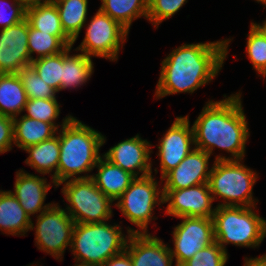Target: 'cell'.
I'll return each instance as SVG.
<instances>
[{"label":"cell","mask_w":266,"mask_h":266,"mask_svg":"<svg viewBox=\"0 0 266 266\" xmlns=\"http://www.w3.org/2000/svg\"><path fill=\"white\" fill-rule=\"evenodd\" d=\"M151 147L147 140H143L137 134L135 137L114 145L103 156L135 177H138L140 173L139 177H144L152 174Z\"/></svg>","instance_id":"15"},{"label":"cell","mask_w":266,"mask_h":266,"mask_svg":"<svg viewBox=\"0 0 266 266\" xmlns=\"http://www.w3.org/2000/svg\"><path fill=\"white\" fill-rule=\"evenodd\" d=\"M26 18L34 29L57 36L66 46H73V41L62 29L59 13L53 1L26 9Z\"/></svg>","instance_id":"23"},{"label":"cell","mask_w":266,"mask_h":266,"mask_svg":"<svg viewBox=\"0 0 266 266\" xmlns=\"http://www.w3.org/2000/svg\"><path fill=\"white\" fill-rule=\"evenodd\" d=\"M185 3L187 0H148L147 19L158 27L163 20L175 15Z\"/></svg>","instance_id":"34"},{"label":"cell","mask_w":266,"mask_h":266,"mask_svg":"<svg viewBox=\"0 0 266 266\" xmlns=\"http://www.w3.org/2000/svg\"><path fill=\"white\" fill-rule=\"evenodd\" d=\"M17 74L22 81L28 99H56L57 91L46 84L31 65L22 68Z\"/></svg>","instance_id":"30"},{"label":"cell","mask_w":266,"mask_h":266,"mask_svg":"<svg viewBox=\"0 0 266 266\" xmlns=\"http://www.w3.org/2000/svg\"><path fill=\"white\" fill-rule=\"evenodd\" d=\"M228 254L214 241L212 244L199 250L181 266H225Z\"/></svg>","instance_id":"33"},{"label":"cell","mask_w":266,"mask_h":266,"mask_svg":"<svg viewBox=\"0 0 266 266\" xmlns=\"http://www.w3.org/2000/svg\"><path fill=\"white\" fill-rule=\"evenodd\" d=\"M194 145L193 127L190 128L189 116L176 117L159 143L161 179L192 151Z\"/></svg>","instance_id":"13"},{"label":"cell","mask_w":266,"mask_h":266,"mask_svg":"<svg viewBox=\"0 0 266 266\" xmlns=\"http://www.w3.org/2000/svg\"><path fill=\"white\" fill-rule=\"evenodd\" d=\"M63 183L62 193L70 204L66 211L75 223H100L111 219L113 201L91 178L71 179L57 187Z\"/></svg>","instance_id":"7"},{"label":"cell","mask_w":266,"mask_h":266,"mask_svg":"<svg viewBox=\"0 0 266 266\" xmlns=\"http://www.w3.org/2000/svg\"><path fill=\"white\" fill-rule=\"evenodd\" d=\"M265 37H266V21H263V24L251 22Z\"/></svg>","instance_id":"40"},{"label":"cell","mask_w":266,"mask_h":266,"mask_svg":"<svg viewBox=\"0 0 266 266\" xmlns=\"http://www.w3.org/2000/svg\"><path fill=\"white\" fill-rule=\"evenodd\" d=\"M25 9H28L39 4L49 2L51 0H17Z\"/></svg>","instance_id":"39"},{"label":"cell","mask_w":266,"mask_h":266,"mask_svg":"<svg viewBox=\"0 0 266 266\" xmlns=\"http://www.w3.org/2000/svg\"><path fill=\"white\" fill-rule=\"evenodd\" d=\"M28 98L18 74H0V114L16 117L24 111Z\"/></svg>","instance_id":"25"},{"label":"cell","mask_w":266,"mask_h":266,"mask_svg":"<svg viewBox=\"0 0 266 266\" xmlns=\"http://www.w3.org/2000/svg\"><path fill=\"white\" fill-rule=\"evenodd\" d=\"M28 19L0 30V74H17L30 66Z\"/></svg>","instance_id":"14"},{"label":"cell","mask_w":266,"mask_h":266,"mask_svg":"<svg viewBox=\"0 0 266 266\" xmlns=\"http://www.w3.org/2000/svg\"><path fill=\"white\" fill-rule=\"evenodd\" d=\"M100 10L119 22L128 31L132 21L139 17L147 19L148 0H101Z\"/></svg>","instance_id":"27"},{"label":"cell","mask_w":266,"mask_h":266,"mask_svg":"<svg viewBox=\"0 0 266 266\" xmlns=\"http://www.w3.org/2000/svg\"><path fill=\"white\" fill-rule=\"evenodd\" d=\"M244 266H266V254L255 257V258H245Z\"/></svg>","instance_id":"38"},{"label":"cell","mask_w":266,"mask_h":266,"mask_svg":"<svg viewBox=\"0 0 266 266\" xmlns=\"http://www.w3.org/2000/svg\"><path fill=\"white\" fill-rule=\"evenodd\" d=\"M95 167L98 168V173L91 175V179L97 188L113 202L125 192L136 178L130 172L111 163L103 155L99 158Z\"/></svg>","instance_id":"19"},{"label":"cell","mask_w":266,"mask_h":266,"mask_svg":"<svg viewBox=\"0 0 266 266\" xmlns=\"http://www.w3.org/2000/svg\"><path fill=\"white\" fill-rule=\"evenodd\" d=\"M24 111H27L24 116L51 123L58 130L59 125L54 122L60 114L57 99H28Z\"/></svg>","instance_id":"32"},{"label":"cell","mask_w":266,"mask_h":266,"mask_svg":"<svg viewBox=\"0 0 266 266\" xmlns=\"http://www.w3.org/2000/svg\"><path fill=\"white\" fill-rule=\"evenodd\" d=\"M210 155L198 148L192 151L169 171L161 181H165L162 190H178L202 183H208L211 168L208 170Z\"/></svg>","instance_id":"16"},{"label":"cell","mask_w":266,"mask_h":266,"mask_svg":"<svg viewBox=\"0 0 266 266\" xmlns=\"http://www.w3.org/2000/svg\"><path fill=\"white\" fill-rule=\"evenodd\" d=\"M55 3L65 34L75 43L87 20L88 0H51Z\"/></svg>","instance_id":"26"},{"label":"cell","mask_w":266,"mask_h":266,"mask_svg":"<svg viewBox=\"0 0 266 266\" xmlns=\"http://www.w3.org/2000/svg\"><path fill=\"white\" fill-rule=\"evenodd\" d=\"M8 0H0V26L1 30L7 27L13 26L18 22L24 20L26 18V9L17 1L12 0L13 3L10 5L7 3ZM3 2V5H2ZM7 8L10 11V14L7 13ZM3 6V7H2ZM4 8V9H3ZM8 14V15H7Z\"/></svg>","instance_id":"35"},{"label":"cell","mask_w":266,"mask_h":266,"mask_svg":"<svg viewBox=\"0 0 266 266\" xmlns=\"http://www.w3.org/2000/svg\"><path fill=\"white\" fill-rule=\"evenodd\" d=\"M158 187L152 174L136 177L115 204L142 234L147 233L148 223L155 219L152 216L155 206L163 203V191Z\"/></svg>","instance_id":"8"},{"label":"cell","mask_w":266,"mask_h":266,"mask_svg":"<svg viewBox=\"0 0 266 266\" xmlns=\"http://www.w3.org/2000/svg\"><path fill=\"white\" fill-rule=\"evenodd\" d=\"M24 150L29 154L25 163L38 173L45 175L55 171L52 175V183L57 187V169L60 156L59 136L54 135L52 138Z\"/></svg>","instance_id":"21"},{"label":"cell","mask_w":266,"mask_h":266,"mask_svg":"<svg viewBox=\"0 0 266 266\" xmlns=\"http://www.w3.org/2000/svg\"><path fill=\"white\" fill-rule=\"evenodd\" d=\"M258 3L260 2V3H262L263 5H265L266 6V0H256Z\"/></svg>","instance_id":"42"},{"label":"cell","mask_w":266,"mask_h":266,"mask_svg":"<svg viewBox=\"0 0 266 266\" xmlns=\"http://www.w3.org/2000/svg\"><path fill=\"white\" fill-rule=\"evenodd\" d=\"M231 39L183 44L162 61L155 96L193 93L211 82L222 69Z\"/></svg>","instance_id":"1"},{"label":"cell","mask_w":266,"mask_h":266,"mask_svg":"<svg viewBox=\"0 0 266 266\" xmlns=\"http://www.w3.org/2000/svg\"><path fill=\"white\" fill-rule=\"evenodd\" d=\"M100 266H133L129 252L125 249L121 253L110 257Z\"/></svg>","instance_id":"37"},{"label":"cell","mask_w":266,"mask_h":266,"mask_svg":"<svg viewBox=\"0 0 266 266\" xmlns=\"http://www.w3.org/2000/svg\"><path fill=\"white\" fill-rule=\"evenodd\" d=\"M221 101L206 103L193 124L194 147L212 155L215 147L232 157L217 156L215 160H243L249 137L248 122L243 111L241 94H232Z\"/></svg>","instance_id":"2"},{"label":"cell","mask_w":266,"mask_h":266,"mask_svg":"<svg viewBox=\"0 0 266 266\" xmlns=\"http://www.w3.org/2000/svg\"><path fill=\"white\" fill-rule=\"evenodd\" d=\"M72 46H67L62 51V79L61 90L67 88H77L90 80L93 73L92 57L86 56L84 53L74 54L71 52Z\"/></svg>","instance_id":"24"},{"label":"cell","mask_w":266,"mask_h":266,"mask_svg":"<svg viewBox=\"0 0 266 266\" xmlns=\"http://www.w3.org/2000/svg\"><path fill=\"white\" fill-rule=\"evenodd\" d=\"M246 53L253 68L266 77V37L251 23Z\"/></svg>","instance_id":"31"},{"label":"cell","mask_w":266,"mask_h":266,"mask_svg":"<svg viewBox=\"0 0 266 266\" xmlns=\"http://www.w3.org/2000/svg\"><path fill=\"white\" fill-rule=\"evenodd\" d=\"M34 228L31 218L11 190H0V230L5 234L24 236L26 232Z\"/></svg>","instance_id":"20"},{"label":"cell","mask_w":266,"mask_h":266,"mask_svg":"<svg viewBox=\"0 0 266 266\" xmlns=\"http://www.w3.org/2000/svg\"><path fill=\"white\" fill-rule=\"evenodd\" d=\"M127 235L122 233V227L105 222L75 223L71 249L75 261L101 265L110 257L126 249L131 233H141V230L129 228Z\"/></svg>","instance_id":"4"},{"label":"cell","mask_w":266,"mask_h":266,"mask_svg":"<svg viewBox=\"0 0 266 266\" xmlns=\"http://www.w3.org/2000/svg\"><path fill=\"white\" fill-rule=\"evenodd\" d=\"M85 38L75 49L89 57H102L115 61L129 31L100 9L91 18Z\"/></svg>","instance_id":"9"},{"label":"cell","mask_w":266,"mask_h":266,"mask_svg":"<svg viewBox=\"0 0 266 266\" xmlns=\"http://www.w3.org/2000/svg\"><path fill=\"white\" fill-rule=\"evenodd\" d=\"M242 160H215L208 180L213 200L217 196L223 203L217 206H256L253 198V185L257 173L243 165Z\"/></svg>","instance_id":"6"},{"label":"cell","mask_w":266,"mask_h":266,"mask_svg":"<svg viewBox=\"0 0 266 266\" xmlns=\"http://www.w3.org/2000/svg\"><path fill=\"white\" fill-rule=\"evenodd\" d=\"M163 204L168 203L166 214L181 217L212 218L215 208L212 209L213 196L208 183L178 189L162 190Z\"/></svg>","instance_id":"12"},{"label":"cell","mask_w":266,"mask_h":266,"mask_svg":"<svg viewBox=\"0 0 266 266\" xmlns=\"http://www.w3.org/2000/svg\"><path fill=\"white\" fill-rule=\"evenodd\" d=\"M133 266H172L170 247L149 233H131L126 245Z\"/></svg>","instance_id":"17"},{"label":"cell","mask_w":266,"mask_h":266,"mask_svg":"<svg viewBox=\"0 0 266 266\" xmlns=\"http://www.w3.org/2000/svg\"><path fill=\"white\" fill-rule=\"evenodd\" d=\"M59 132L57 186L71 179L91 178V175L80 174L91 172L97 165L101 157L99 149L106 141L104 135L71 115L63 119Z\"/></svg>","instance_id":"3"},{"label":"cell","mask_w":266,"mask_h":266,"mask_svg":"<svg viewBox=\"0 0 266 266\" xmlns=\"http://www.w3.org/2000/svg\"><path fill=\"white\" fill-rule=\"evenodd\" d=\"M66 47L57 36L36 30L29 24L28 51L30 64L34 59L58 54ZM33 53L38 54L37 58L32 56Z\"/></svg>","instance_id":"28"},{"label":"cell","mask_w":266,"mask_h":266,"mask_svg":"<svg viewBox=\"0 0 266 266\" xmlns=\"http://www.w3.org/2000/svg\"><path fill=\"white\" fill-rule=\"evenodd\" d=\"M42 80L57 92L61 89L62 52L34 59L30 64Z\"/></svg>","instance_id":"29"},{"label":"cell","mask_w":266,"mask_h":266,"mask_svg":"<svg viewBox=\"0 0 266 266\" xmlns=\"http://www.w3.org/2000/svg\"><path fill=\"white\" fill-rule=\"evenodd\" d=\"M14 143L13 118L0 114V154L12 149Z\"/></svg>","instance_id":"36"},{"label":"cell","mask_w":266,"mask_h":266,"mask_svg":"<svg viewBox=\"0 0 266 266\" xmlns=\"http://www.w3.org/2000/svg\"><path fill=\"white\" fill-rule=\"evenodd\" d=\"M75 263L76 264L74 266H99V265L94 264V263H86V262H80V261H75Z\"/></svg>","instance_id":"41"},{"label":"cell","mask_w":266,"mask_h":266,"mask_svg":"<svg viewBox=\"0 0 266 266\" xmlns=\"http://www.w3.org/2000/svg\"><path fill=\"white\" fill-rule=\"evenodd\" d=\"M46 180L21 169L16 172L14 192L11 193L18 199L29 217L38 212L41 214L53 205L49 203L43 206L47 192L52 187Z\"/></svg>","instance_id":"18"},{"label":"cell","mask_w":266,"mask_h":266,"mask_svg":"<svg viewBox=\"0 0 266 266\" xmlns=\"http://www.w3.org/2000/svg\"><path fill=\"white\" fill-rule=\"evenodd\" d=\"M58 130L41 120L21 116L13 118L14 145L22 150L52 138Z\"/></svg>","instance_id":"22"},{"label":"cell","mask_w":266,"mask_h":266,"mask_svg":"<svg viewBox=\"0 0 266 266\" xmlns=\"http://www.w3.org/2000/svg\"><path fill=\"white\" fill-rule=\"evenodd\" d=\"M182 221L173 231L174 249L171 251L175 266H181L196 252L212 244L214 240L213 220L205 217H181Z\"/></svg>","instance_id":"11"},{"label":"cell","mask_w":266,"mask_h":266,"mask_svg":"<svg viewBox=\"0 0 266 266\" xmlns=\"http://www.w3.org/2000/svg\"><path fill=\"white\" fill-rule=\"evenodd\" d=\"M35 242L38 249L60 261L72 243L75 222L65 209L54 204L37 216Z\"/></svg>","instance_id":"10"},{"label":"cell","mask_w":266,"mask_h":266,"mask_svg":"<svg viewBox=\"0 0 266 266\" xmlns=\"http://www.w3.org/2000/svg\"><path fill=\"white\" fill-rule=\"evenodd\" d=\"M256 206H216L213 214L214 240L226 245L255 248L266 237V220L254 212Z\"/></svg>","instance_id":"5"}]
</instances>
